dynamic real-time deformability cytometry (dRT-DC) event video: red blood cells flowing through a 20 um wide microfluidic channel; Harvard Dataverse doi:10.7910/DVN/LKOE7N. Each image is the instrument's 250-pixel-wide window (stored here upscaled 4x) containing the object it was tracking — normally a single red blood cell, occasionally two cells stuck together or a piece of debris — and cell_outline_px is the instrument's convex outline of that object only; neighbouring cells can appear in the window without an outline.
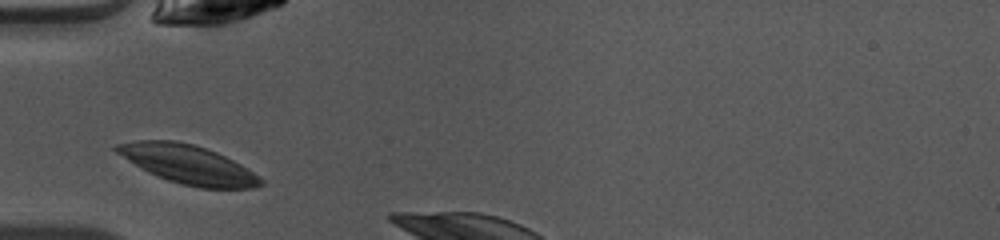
{"species": "common noctule bat (a hibernating species)", "species_latin": "Nyctalus noctula", "temperature_condition": "warm", "stored_images_in_passage": 3, "camera_frame_rate_fps": 3000, "um_per_image_px": 0.085, "animal": {"sex": "female", "body_mass_g": 10.0, "forearm_length_mm": 53.1}, "frame": {"image": 1, "passage_image": 1, "time_ms": 0.0, "image_size_px": [1000, 240], "cell_outline_px": [[264, 184], [256, 188], [200, 188], [168, 180], [148, 172], [140, 168], [116, 152], [112, 148], [116, 144], [140, 140], [176, 140], [192, 144], [216, 152], [240, 164], [260, 176], [264, 180]], "centroid_in_image_um": [16.0, 13.97], "position_along_channel_um": 69.0, "area_um2": 32.25}}